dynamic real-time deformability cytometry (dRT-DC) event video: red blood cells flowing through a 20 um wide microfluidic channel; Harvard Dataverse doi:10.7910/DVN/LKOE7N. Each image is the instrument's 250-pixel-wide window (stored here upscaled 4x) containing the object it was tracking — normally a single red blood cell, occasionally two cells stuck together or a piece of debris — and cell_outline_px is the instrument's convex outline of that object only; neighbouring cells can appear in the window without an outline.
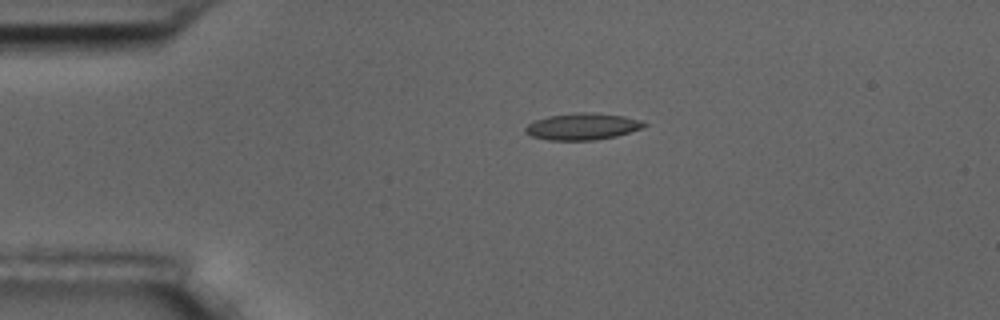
{"species": "common noctule bat (a hibernating species)", "species_latin": "Nyctalus noctula", "temperature_condition": "room temperature", "stored_images_in_passage": 2, "camera_frame_rate_fps": 3000, "um_per_image_px": 0.085, "animal": {"sex": "male", "body_mass_g": 17.5, "forearm_length_mm": 52.3}, "frame": {"image": 1, "passage_image": 1, "time_ms": 0.0, "image_size_px": [1000, 320], "cell_outline_px": [[648, 124], [640, 128], [616, 136], [596, 140], [548, 140], [532, 136], [524, 132], [524, 128], [528, 124], [536, 120], [548, 116], [576, 112], [592, 112], [624, 116], [640, 120]], "centroid_in_image_um": [49.48, 10.75], "position_along_channel_um": 35.5, "area_um2": 18.38}}